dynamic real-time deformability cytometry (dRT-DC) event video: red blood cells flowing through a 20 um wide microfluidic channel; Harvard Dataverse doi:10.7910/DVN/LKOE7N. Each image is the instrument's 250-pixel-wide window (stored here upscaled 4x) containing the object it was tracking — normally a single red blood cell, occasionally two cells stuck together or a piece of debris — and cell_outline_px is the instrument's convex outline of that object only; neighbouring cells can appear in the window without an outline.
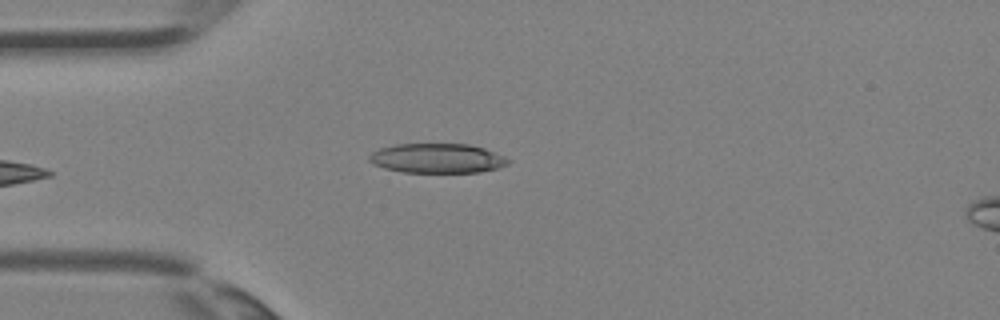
{"species": "Egyptian fruit bat (a non-hibernating species)", "species_latin": "Rousettus aegyptiacus", "temperature_condition": "room temperature", "stored_images_in_passage": 2, "camera_frame_rate_fps": 3000, "um_per_image_px": 0.085, "animal": {"sex": "female"}, "frame": {"image": 1, "passage_image": 2, "time_ms": 0.333, "image_size_px": [1000, 320], "cell_outline_px": [[512, 160], [508, 164], [496, 168], [480, 172], [404, 172], [384, 168], [372, 164], [368, 160], [368, 156], [372, 152], [380, 148], [396, 144], [468, 144], [484, 148]], "centroid_in_image_um": [37.14, 13.45], "position_along_channel_um": 47.9, "area_um2": 23.87}}